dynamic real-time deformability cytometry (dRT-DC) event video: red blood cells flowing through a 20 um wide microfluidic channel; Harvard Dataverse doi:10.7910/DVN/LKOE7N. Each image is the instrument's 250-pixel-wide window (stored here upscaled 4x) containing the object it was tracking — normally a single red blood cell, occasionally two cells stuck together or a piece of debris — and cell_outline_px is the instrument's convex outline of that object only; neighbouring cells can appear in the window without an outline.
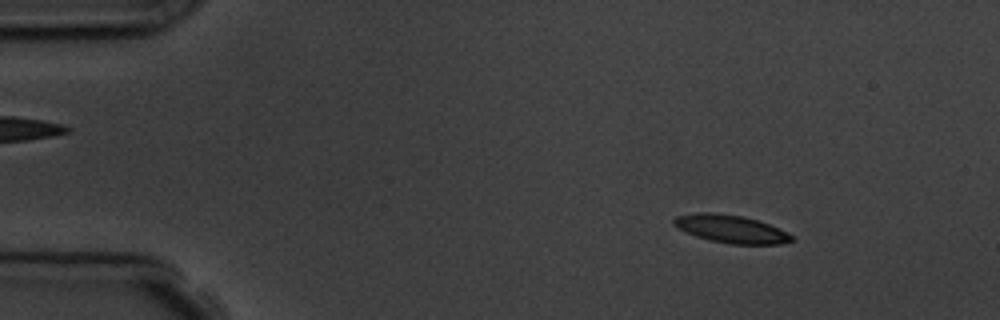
{"species": "common noctule bat (a hibernating species)", "species_latin": "Nyctalus noctula", "temperature_condition": "room temperature", "stored_images_in_passage": 5, "camera_frame_rate_fps": 3000, "um_per_image_px": 0.085, "animal": {"sex": "male", "body_mass_g": 19.5, "forearm_length_mm": 54.6}, "frame": {"image": 1, "passage_image": 2, "time_ms": 1.0, "image_size_px": [1000, 320], "cell_outline_px": [[796, 240], [780, 244], [732, 244], [712, 240], [696, 236], [672, 224], [672, 220], [676, 216], [696, 212], [712, 212], [744, 216], [768, 224], [792, 236]], "centroid_in_image_um": [62.11, 19.45], "position_along_channel_um": 22.9, "area_um2": 18.84}}